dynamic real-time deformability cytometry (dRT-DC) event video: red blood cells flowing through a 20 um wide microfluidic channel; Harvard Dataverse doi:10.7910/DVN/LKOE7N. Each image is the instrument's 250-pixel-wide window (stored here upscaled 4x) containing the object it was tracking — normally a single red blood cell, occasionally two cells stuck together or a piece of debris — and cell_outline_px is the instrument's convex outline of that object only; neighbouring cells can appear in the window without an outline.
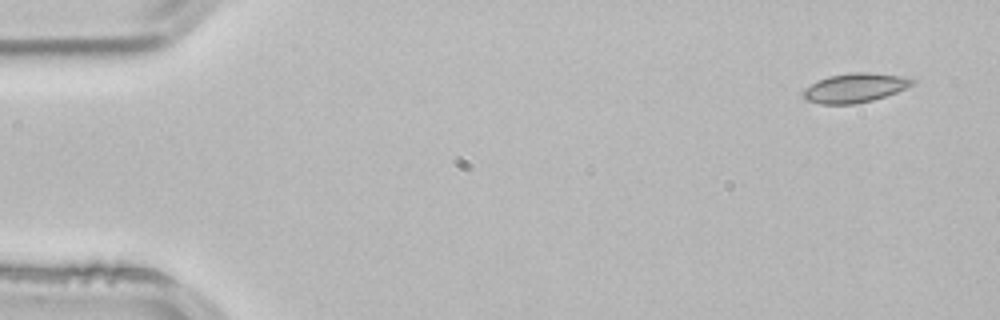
{"species": "common noctule bat (a hibernating species)", "species_latin": "Nyctalus noctula", "temperature_condition": "room temperature", "stored_images_in_passage": 3, "camera_frame_rate_fps": 3000, "um_per_image_px": 0.085, "animal": {"sex": "male", "body_mass_g": 21.5, "forearm_length_mm": 52.0}, "frame": {"image": 1, "passage_image": 1, "time_ms": 0.0, "image_size_px": [1000, 320], "cell_outline_px": [[916, 84], [896, 92], [872, 100], [852, 104], [820, 104], [804, 100], [804, 88], [828, 76], [852, 72], [868, 72], [904, 76], [916, 80]], "centroid_in_image_um": [72.7, 7.46], "position_along_channel_um": 12.3, "area_um2": 18.55}}
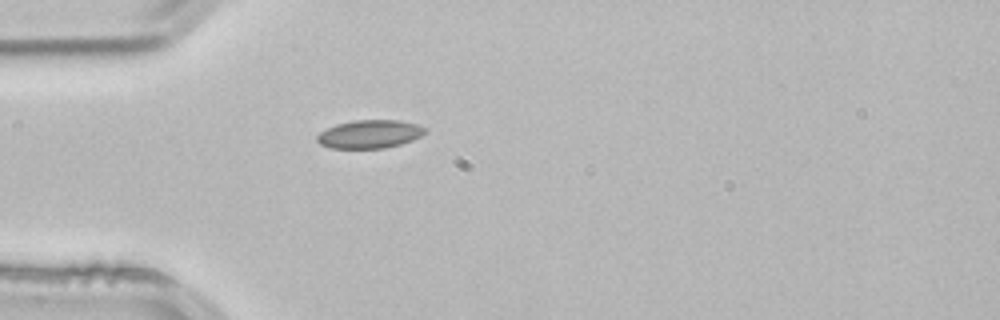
{"frame": {"image": 2, "passage_image": 3, "time_ms": 0.667, "image_size_px": [1000, 320], "cell_outline_px": [[428, 128], [420, 136], [412, 140], [400, 144], [384, 148], [332, 148], [320, 144], [316, 140], [316, 136], [320, 132], [336, 124], [356, 120], [400, 120], [416, 124]], "centroid_in_image_um": [31.42, 11.39], "position_along_channel_um": 53.6, "area_um2": 17.69}}